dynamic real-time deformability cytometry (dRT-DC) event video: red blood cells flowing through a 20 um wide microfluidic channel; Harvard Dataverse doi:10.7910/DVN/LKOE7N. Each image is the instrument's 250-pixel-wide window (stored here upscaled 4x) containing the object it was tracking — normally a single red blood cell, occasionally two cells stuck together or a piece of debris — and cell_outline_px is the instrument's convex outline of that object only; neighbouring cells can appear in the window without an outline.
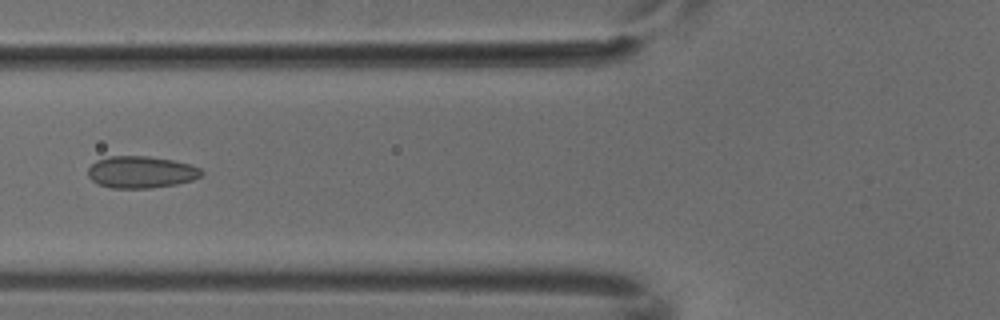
{"species": "common noctule bat (a hibernating species)", "species_latin": "Nyctalus noctula", "temperature_condition": "cold", "stored_images_in_passage": 5, "camera_frame_rate_fps": 3000, "um_per_image_px": 0.085, "animal": {"sex": "male", "body_mass_g": 18.8}, "frame": {"image": 1, "passage_image": 5, "time_ms": 1.333, "image_size_px": [1000, 320], "cell_outline_px": [[204, 172], [200, 176], [192, 180], [176, 184], [152, 188], [112, 188], [96, 184], [88, 176], [88, 168], [96, 160], [108, 156], [148, 156], [172, 160], [188, 164], [200, 168]], "centroid_in_image_um": [11.96, 14.63], "position_along_channel_um": 113.8, "area_um2": 21.15}}